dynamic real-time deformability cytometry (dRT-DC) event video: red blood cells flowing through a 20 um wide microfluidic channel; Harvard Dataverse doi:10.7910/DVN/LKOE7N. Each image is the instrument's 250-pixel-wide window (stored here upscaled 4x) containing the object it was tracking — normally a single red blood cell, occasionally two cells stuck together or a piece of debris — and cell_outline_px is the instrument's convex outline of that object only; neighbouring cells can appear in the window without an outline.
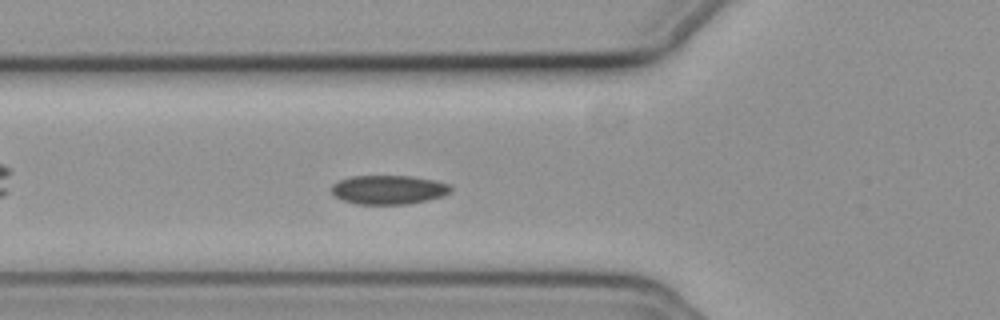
{"species": "common noctule bat (a hibernating species)", "species_latin": "Nyctalus noctula", "temperature_condition": "cold", "stored_images_in_passage": 44, "camera_frame_rate_fps": 3000, "um_per_image_px": 0.085, "animal": {"sex": "female", "body_mass_g": 19.3, "forearm_length_mm": 54.1}, "frame": {"image": 1, "passage_image": 7, "time_ms": 2.0, "image_size_px": [1000, 320], "cell_outline_px": [[452, 188], [444, 196], [428, 200], [404, 204], [356, 204], [344, 200], [336, 196], [332, 192], [332, 184], [340, 180], [352, 176], [412, 176], [432, 180], [448, 184]], "centroid_in_image_um": [33.02, 16.12], "position_along_channel_um": 92.8, "area_um2": 19.94}}
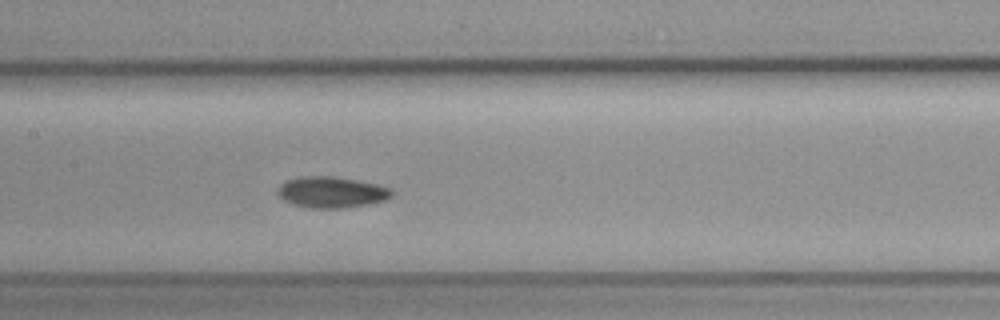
{"frame": {"image": 2, "passage_image": 14, "time_ms": 4.333, "image_size_px": [1000, 320], "cell_outline_px": [[396, 192], [388, 200], [368, 204], [344, 208], [312, 208], [292, 204], [284, 200], [276, 192], [280, 184], [288, 180], [304, 176], [332, 176], [356, 180], [376, 184], [392, 188]], "centroid_in_image_um": [28.23, 16.34], "position_along_channel_um": 179.2, "area_um2": 20.81}}
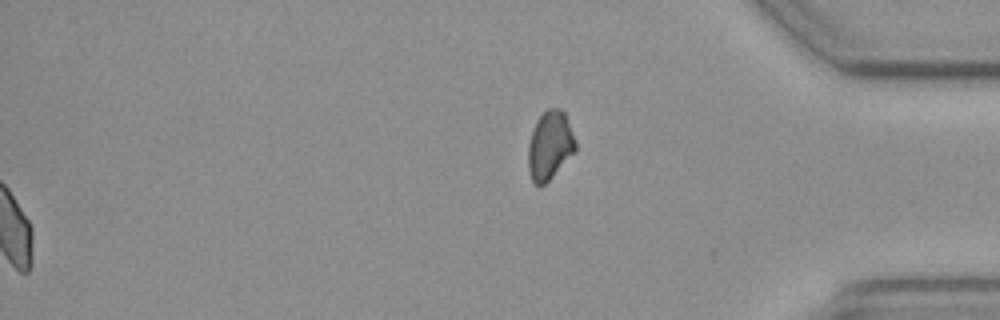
{"frame": {"image": 3, "passage_image": 44, "time_ms": 14.333, "image_size_px": [1000, 320], "cell_outline_px": [[576, 148], [552, 176], [544, 184], [536, 184], [532, 180], [528, 168], [528, 144], [536, 120], [548, 108], [560, 108], [564, 112], [576, 144]], "centroid_in_image_um": [46.7, 12.33], "position_along_channel_um": 388.5, "area_um2": 18.26}, "authors_computed_cell_mechanics": {"area_um2": 19.941, "velocity_mm_per_s": 3.6964, "shape_relaxation_time_tau1_ms": null, "shape_relaxation_time_tau2_ms": 5.2356, "deformation_change_tau1": null, "deformation_change_tau2": 0.0667}}